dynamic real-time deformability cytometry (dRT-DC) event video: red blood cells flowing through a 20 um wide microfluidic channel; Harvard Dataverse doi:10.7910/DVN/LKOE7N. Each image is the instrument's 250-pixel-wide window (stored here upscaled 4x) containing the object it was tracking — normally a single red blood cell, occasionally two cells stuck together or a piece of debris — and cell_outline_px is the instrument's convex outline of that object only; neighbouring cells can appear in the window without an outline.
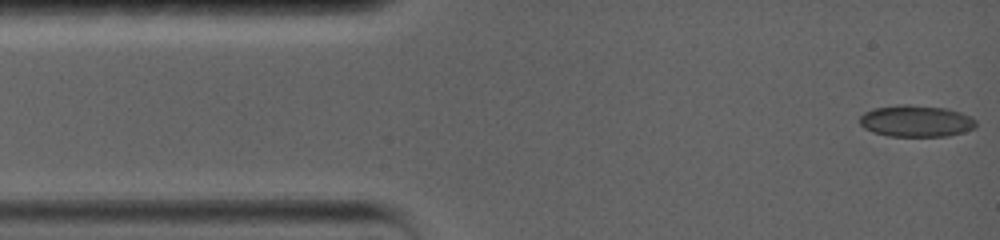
{"species": "common noctule bat (a hibernating species)", "species_latin": "Nyctalus noctula", "temperature_condition": "warm", "stored_images_in_passage": 12, "camera_frame_rate_fps": 5000, "um_per_image_px": 0.085, "animal": {"sex": "female", "body_mass_g": 19.0, "forearm_length_mm": 56.7}, "frame": {"image": 1, "passage_image": 1, "time_ms": 0.0, "image_size_px": [1000, 240], "cell_outline_px": [[976, 128], [964, 132], [948, 136], [888, 136], [872, 132], [864, 128], [860, 124], [860, 116], [864, 112], [872, 108], [896, 104], [912, 104], [944, 108], [960, 112], [972, 116], [976, 120]], "centroid_in_image_um": [77.86, 10.28], "position_along_channel_um": 7.1, "area_um2": 21.79}}
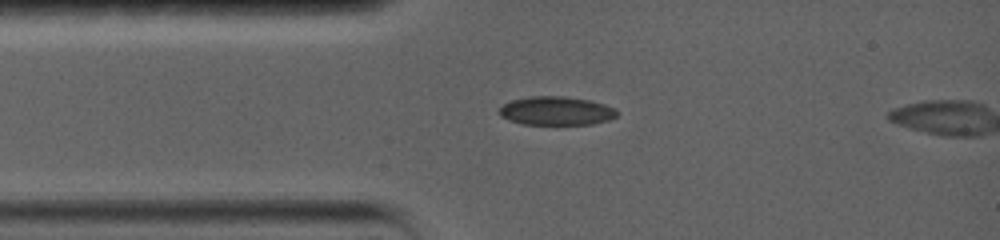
{"frame": {"image": 2, "passage_image": 11, "time_ms": 2.8, "image_size_px": [1000, 240], "cell_outline_px": [[620, 112], [616, 116], [608, 120], [592, 124], [520, 124], [508, 120], [500, 116], [496, 112], [504, 104], [512, 100], [528, 96], [568, 96], [592, 100], [616, 108]], "centroid_in_image_um": [47.28, 9.41], "position_along_channel_um": 37.7, "area_um2": 20.0}}